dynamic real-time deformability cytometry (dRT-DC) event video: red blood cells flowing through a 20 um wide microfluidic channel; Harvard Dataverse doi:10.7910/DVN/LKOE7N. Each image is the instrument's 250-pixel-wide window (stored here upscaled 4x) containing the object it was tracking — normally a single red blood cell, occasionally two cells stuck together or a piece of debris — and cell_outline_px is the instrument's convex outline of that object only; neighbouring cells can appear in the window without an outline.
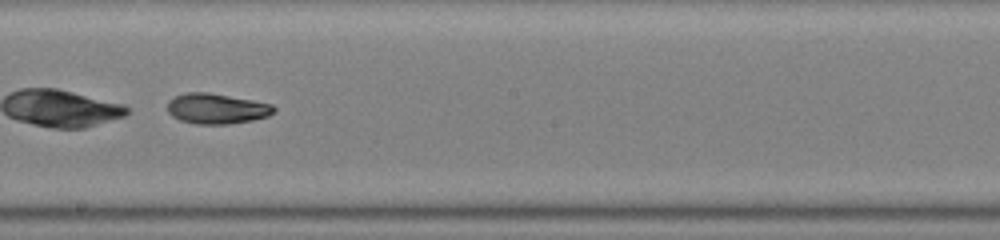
{"species": "common noctule bat (a hibernating species)", "species_latin": "Nyctalus noctula", "temperature_condition": "warm", "stored_images_in_passage": 45, "camera_frame_rate_fps": 3000, "um_per_image_px": 0.085, "animal": {"sex": "male", "body_mass_g": 19.0, "forearm_length_mm": 50.8}, "frame": {"image": 1, "passage_image": 25, "time_ms": 8.0, "image_size_px": [1000, 240], "cell_outline_px": [[276, 112], [268, 116], [252, 120], [228, 124], [196, 124], [180, 120], [172, 116], [168, 112], [168, 100], [176, 96], [188, 92], [208, 92], [252, 100], [272, 104], [276, 108]], "centroid_in_image_um": [18.43, 9.23], "position_along_channel_um": 229.8, "area_um2": 18.84}}
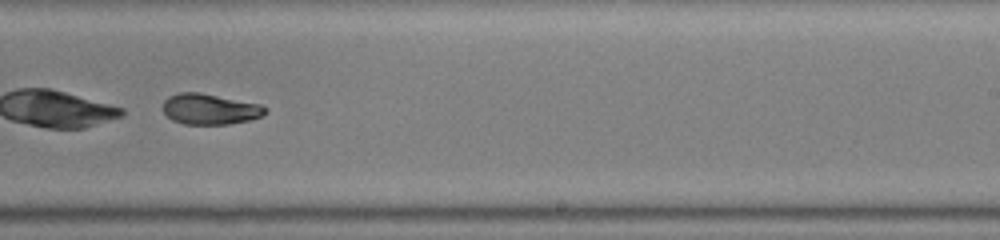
{"frame": {"image": 2, "passage_image": 28, "time_ms": 9.0, "image_size_px": [1000, 240], "cell_outline_px": [[268, 112], [260, 116], [248, 120], [228, 124], [184, 124], [172, 120], [164, 112], [164, 100], [168, 96], [180, 92], [200, 92], [260, 104], [268, 108]], "centroid_in_image_um": [17.84, 9.26], "position_along_channel_um": 271.2, "area_um2": 18.26}}
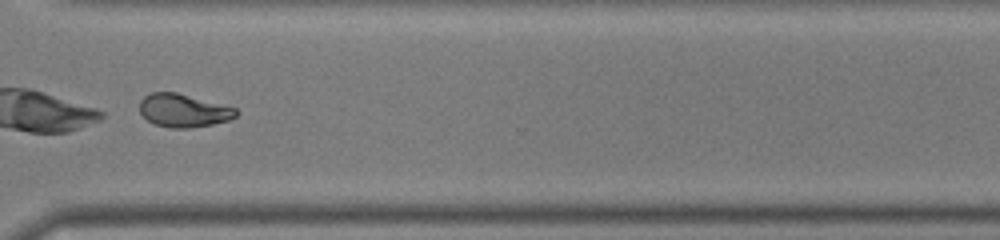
{"frame": {"image": 3, "passage_image": 34, "time_ms": 11.0, "image_size_px": [1000, 240], "cell_outline_px": [[240, 112], [236, 116], [228, 120], [212, 124], [192, 128], [168, 128], [156, 124], [148, 120], [140, 112], [140, 100], [144, 96], [152, 92], [176, 92], [236, 108]], "centroid_in_image_um": [15.6, 9.4], "position_along_channel_um": 355.0, "area_um2": 18.55}}